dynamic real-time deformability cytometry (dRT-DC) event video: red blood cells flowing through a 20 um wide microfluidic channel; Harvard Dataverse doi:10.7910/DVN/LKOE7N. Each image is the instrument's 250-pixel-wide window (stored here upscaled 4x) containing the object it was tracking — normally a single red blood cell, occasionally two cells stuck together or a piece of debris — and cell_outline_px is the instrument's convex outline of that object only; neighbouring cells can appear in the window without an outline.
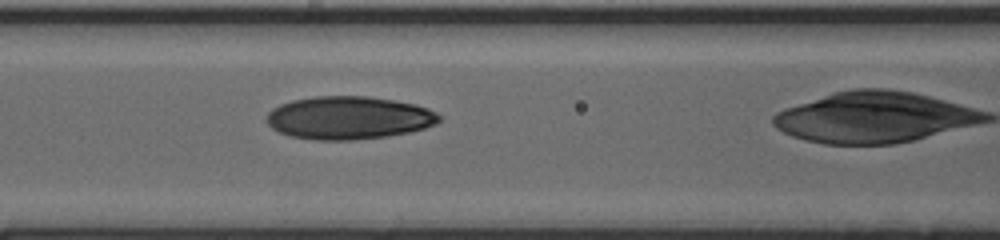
{"species": "human", "species_latin": "Homo sapiens", "temperature_condition": "cold", "stored_images_in_passage": 38, "camera_frame_rate_fps": 3000, "um_per_image_px": 0.085, "donor": {"sex": "male"}, "frame": {"image": 1, "passage_image": 20, "time_ms": 6.333, "image_size_px": [1000, 240], "cell_outline_px": [[440, 120], [436, 124], [424, 128], [408, 132], [388, 136], [352, 140], [316, 140], [288, 136], [272, 128], [268, 124], [268, 112], [272, 108], [280, 104], [292, 100], [316, 96], [368, 96], [416, 104], [428, 108], [436, 112], [440, 116]], "centroid_in_image_um": [29.64, 10.01], "position_along_channel_um": 137.0, "area_um2": 43.23}}
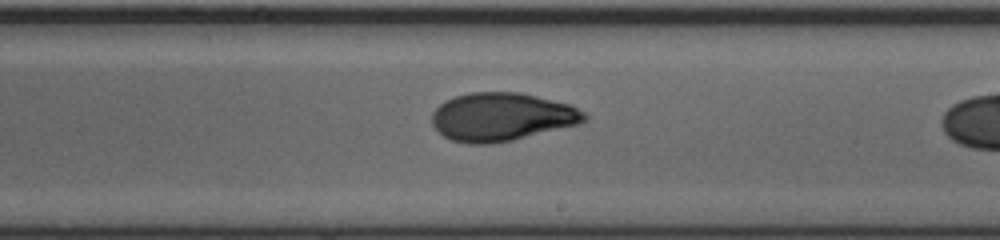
{"frame": {"image": 2, "passage_image": 28, "time_ms": 9.0, "image_size_px": [1000, 240], "cell_outline_px": [[588, 120], [580, 124], [512, 140], [492, 144], [468, 144], [452, 140], [444, 136], [432, 124], [432, 112], [444, 100], [456, 96], [472, 92], [520, 92], [572, 104], [584, 112], [588, 116]], "centroid_in_image_um": [42.68, 9.93], "position_along_channel_um": 246.3, "area_um2": 43.12}}
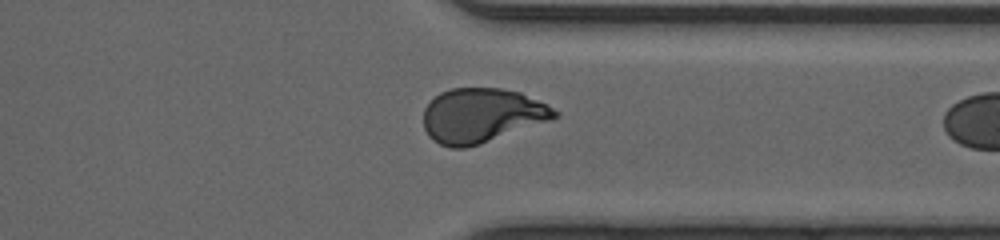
{"frame": {"image": 3, "passage_image": 37, "time_ms": 12.0, "image_size_px": [1000, 240], "cell_outline_px": [[560, 116], [552, 120], [480, 144], [464, 148], [452, 148], [440, 144], [432, 140], [428, 136], [424, 128], [424, 108], [440, 92], [452, 88], [500, 88], [520, 92], [560, 112]], "centroid_in_image_um": [40.94, 9.82], "position_along_channel_um": 370.5, "area_um2": 41.5}}